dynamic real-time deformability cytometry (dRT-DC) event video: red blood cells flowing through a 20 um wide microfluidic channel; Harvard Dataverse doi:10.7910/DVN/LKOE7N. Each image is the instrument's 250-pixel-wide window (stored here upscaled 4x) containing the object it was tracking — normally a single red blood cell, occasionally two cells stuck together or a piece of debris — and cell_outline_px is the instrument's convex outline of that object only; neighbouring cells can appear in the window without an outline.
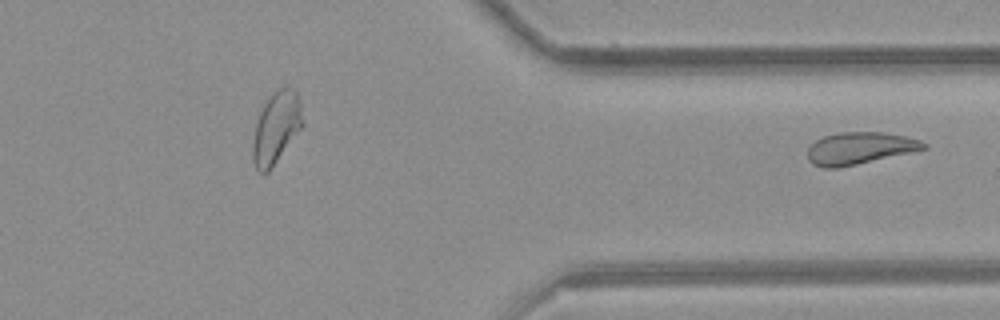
{"species": "common noctule bat (a hibernating species)", "species_latin": "Nyctalus noctula", "temperature_condition": "room temperature", "stored_images_in_passage": 31, "segment_of_instrument_passage": [2, 2], "camera_frame_rate_fps": 3000, "um_per_image_px": 0.085, "animal": {"sex": "female", "body_mass_g": 21.9}, "frame": {"image": 1, "passage_image": 31, "time_ms": 10.0, "image_size_px": [1000, 320], "cell_outline_px": [[928, 148], [856, 164], [836, 168], [824, 168], [812, 164], [808, 160], [808, 148], [816, 140], [824, 136], [840, 132], [884, 132], [904, 136], [920, 140], [928, 144]], "centroid_in_image_um": [73.06, 12.59], "position_along_channel_um": 338.3, "area_um2": 21.5}}